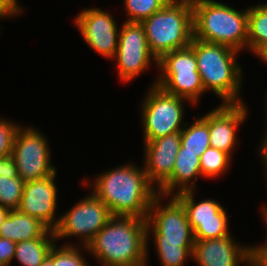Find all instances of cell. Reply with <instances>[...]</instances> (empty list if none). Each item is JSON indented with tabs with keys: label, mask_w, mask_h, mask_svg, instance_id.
<instances>
[{
	"label": "cell",
	"mask_w": 267,
	"mask_h": 266,
	"mask_svg": "<svg viewBox=\"0 0 267 266\" xmlns=\"http://www.w3.org/2000/svg\"><path fill=\"white\" fill-rule=\"evenodd\" d=\"M148 240L146 219L113 216L83 248L102 266H146Z\"/></svg>",
	"instance_id": "obj_2"
},
{
	"label": "cell",
	"mask_w": 267,
	"mask_h": 266,
	"mask_svg": "<svg viewBox=\"0 0 267 266\" xmlns=\"http://www.w3.org/2000/svg\"><path fill=\"white\" fill-rule=\"evenodd\" d=\"M201 82L206 91H213L223 103H243L240 98L242 69L238 65L239 51L229 46L193 38Z\"/></svg>",
	"instance_id": "obj_4"
},
{
	"label": "cell",
	"mask_w": 267,
	"mask_h": 266,
	"mask_svg": "<svg viewBox=\"0 0 267 266\" xmlns=\"http://www.w3.org/2000/svg\"><path fill=\"white\" fill-rule=\"evenodd\" d=\"M195 191L190 190L174 195L186 210L188 221L194 232V239L206 240L230 235L227 211L213 199H205L196 203Z\"/></svg>",
	"instance_id": "obj_11"
},
{
	"label": "cell",
	"mask_w": 267,
	"mask_h": 266,
	"mask_svg": "<svg viewBox=\"0 0 267 266\" xmlns=\"http://www.w3.org/2000/svg\"><path fill=\"white\" fill-rule=\"evenodd\" d=\"M74 244H65L58 248L56 244L50 249L48 257L54 266H88L86 259L81 255L79 247ZM90 266V265H89Z\"/></svg>",
	"instance_id": "obj_27"
},
{
	"label": "cell",
	"mask_w": 267,
	"mask_h": 266,
	"mask_svg": "<svg viewBox=\"0 0 267 266\" xmlns=\"http://www.w3.org/2000/svg\"><path fill=\"white\" fill-rule=\"evenodd\" d=\"M79 201L69 211L58 217L59 222L53 231L56 240L80 236L81 245L87 247L113 215L93 193Z\"/></svg>",
	"instance_id": "obj_9"
},
{
	"label": "cell",
	"mask_w": 267,
	"mask_h": 266,
	"mask_svg": "<svg viewBox=\"0 0 267 266\" xmlns=\"http://www.w3.org/2000/svg\"><path fill=\"white\" fill-rule=\"evenodd\" d=\"M48 228L38 219L18 210H10L0 226V237L14 242L41 237Z\"/></svg>",
	"instance_id": "obj_19"
},
{
	"label": "cell",
	"mask_w": 267,
	"mask_h": 266,
	"mask_svg": "<svg viewBox=\"0 0 267 266\" xmlns=\"http://www.w3.org/2000/svg\"><path fill=\"white\" fill-rule=\"evenodd\" d=\"M157 67L161 73L198 72L196 55L190 46L163 55L158 60Z\"/></svg>",
	"instance_id": "obj_22"
},
{
	"label": "cell",
	"mask_w": 267,
	"mask_h": 266,
	"mask_svg": "<svg viewBox=\"0 0 267 266\" xmlns=\"http://www.w3.org/2000/svg\"><path fill=\"white\" fill-rule=\"evenodd\" d=\"M16 242L0 237V266H10L14 259Z\"/></svg>",
	"instance_id": "obj_29"
},
{
	"label": "cell",
	"mask_w": 267,
	"mask_h": 266,
	"mask_svg": "<svg viewBox=\"0 0 267 266\" xmlns=\"http://www.w3.org/2000/svg\"><path fill=\"white\" fill-rule=\"evenodd\" d=\"M18 127L14 122L0 119V158L12 153V145Z\"/></svg>",
	"instance_id": "obj_28"
},
{
	"label": "cell",
	"mask_w": 267,
	"mask_h": 266,
	"mask_svg": "<svg viewBox=\"0 0 267 266\" xmlns=\"http://www.w3.org/2000/svg\"><path fill=\"white\" fill-rule=\"evenodd\" d=\"M75 24L83 39L93 50L106 58H114L119 42L118 25L113 16L100 8L82 10Z\"/></svg>",
	"instance_id": "obj_12"
},
{
	"label": "cell",
	"mask_w": 267,
	"mask_h": 266,
	"mask_svg": "<svg viewBox=\"0 0 267 266\" xmlns=\"http://www.w3.org/2000/svg\"><path fill=\"white\" fill-rule=\"evenodd\" d=\"M255 54L261 58L264 62L267 63V44L262 45L256 52Z\"/></svg>",
	"instance_id": "obj_35"
},
{
	"label": "cell",
	"mask_w": 267,
	"mask_h": 266,
	"mask_svg": "<svg viewBox=\"0 0 267 266\" xmlns=\"http://www.w3.org/2000/svg\"><path fill=\"white\" fill-rule=\"evenodd\" d=\"M17 0H0V18L14 17L23 9L20 8Z\"/></svg>",
	"instance_id": "obj_30"
},
{
	"label": "cell",
	"mask_w": 267,
	"mask_h": 266,
	"mask_svg": "<svg viewBox=\"0 0 267 266\" xmlns=\"http://www.w3.org/2000/svg\"><path fill=\"white\" fill-rule=\"evenodd\" d=\"M117 59L119 79L130 82L139 74L146 71L151 65V60H158L150 51L144 28L141 23H123L119 31V42L114 59Z\"/></svg>",
	"instance_id": "obj_10"
},
{
	"label": "cell",
	"mask_w": 267,
	"mask_h": 266,
	"mask_svg": "<svg viewBox=\"0 0 267 266\" xmlns=\"http://www.w3.org/2000/svg\"><path fill=\"white\" fill-rule=\"evenodd\" d=\"M100 174L94 178L92 193L113 216L147 218L158 190L149 182L144 166L139 168L129 163Z\"/></svg>",
	"instance_id": "obj_1"
},
{
	"label": "cell",
	"mask_w": 267,
	"mask_h": 266,
	"mask_svg": "<svg viewBox=\"0 0 267 266\" xmlns=\"http://www.w3.org/2000/svg\"><path fill=\"white\" fill-rule=\"evenodd\" d=\"M56 173L49 177L25 182L18 211L38 219L48 229L54 230L59 222L55 218L57 207Z\"/></svg>",
	"instance_id": "obj_13"
},
{
	"label": "cell",
	"mask_w": 267,
	"mask_h": 266,
	"mask_svg": "<svg viewBox=\"0 0 267 266\" xmlns=\"http://www.w3.org/2000/svg\"><path fill=\"white\" fill-rule=\"evenodd\" d=\"M201 175L200 157L196 153L183 152V147L181 146L176 156L171 178L158 190V194L163 195L165 198H170V196L181 192L195 190V182L198 180V176ZM192 179L196 181H191ZM174 192L176 193L174 194Z\"/></svg>",
	"instance_id": "obj_17"
},
{
	"label": "cell",
	"mask_w": 267,
	"mask_h": 266,
	"mask_svg": "<svg viewBox=\"0 0 267 266\" xmlns=\"http://www.w3.org/2000/svg\"><path fill=\"white\" fill-rule=\"evenodd\" d=\"M24 184L25 182L19 176L10 178V176L0 175V206L17 210L23 195Z\"/></svg>",
	"instance_id": "obj_25"
},
{
	"label": "cell",
	"mask_w": 267,
	"mask_h": 266,
	"mask_svg": "<svg viewBox=\"0 0 267 266\" xmlns=\"http://www.w3.org/2000/svg\"><path fill=\"white\" fill-rule=\"evenodd\" d=\"M145 143L144 169L149 182L159 190L170 178L181 147V132Z\"/></svg>",
	"instance_id": "obj_14"
},
{
	"label": "cell",
	"mask_w": 267,
	"mask_h": 266,
	"mask_svg": "<svg viewBox=\"0 0 267 266\" xmlns=\"http://www.w3.org/2000/svg\"><path fill=\"white\" fill-rule=\"evenodd\" d=\"M245 266H267V259L258 257L253 253L245 261Z\"/></svg>",
	"instance_id": "obj_33"
},
{
	"label": "cell",
	"mask_w": 267,
	"mask_h": 266,
	"mask_svg": "<svg viewBox=\"0 0 267 266\" xmlns=\"http://www.w3.org/2000/svg\"><path fill=\"white\" fill-rule=\"evenodd\" d=\"M39 266H54L53 261L47 256Z\"/></svg>",
	"instance_id": "obj_38"
},
{
	"label": "cell",
	"mask_w": 267,
	"mask_h": 266,
	"mask_svg": "<svg viewBox=\"0 0 267 266\" xmlns=\"http://www.w3.org/2000/svg\"><path fill=\"white\" fill-rule=\"evenodd\" d=\"M263 212V218L265 219V223L267 224V205H265L263 207V209H261ZM253 253L261 258H265L267 259V242H265V245H259V246H253Z\"/></svg>",
	"instance_id": "obj_32"
},
{
	"label": "cell",
	"mask_w": 267,
	"mask_h": 266,
	"mask_svg": "<svg viewBox=\"0 0 267 266\" xmlns=\"http://www.w3.org/2000/svg\"><path fill=\"white\" fill-rule=\"evenodd\" d=\"M0 175L18 177V170L12 154L0 158Z\"/></svg>",
	"instance_id": "obj_31"
},
{
	"label": "cell",
	"mask_w": 267,
	"mask_h": 266,
	"mask_svg": "<svg viewBox=\"0 0 267 266\" xmlns=\"http://www.w3.org/2000/svg\"><path fill=\"white\" fill-rule=\"evenodd\" d=\"M188 123L181 131V146L183 152L196 153L197 156H201L206 149L210 147V134L208 126V114H205L199 119H195L191 126L187 127Z\"/></svg>",
	"instance_id": "obj_21"
},
{
	"label": "cell",
	"mask_w": 267,
	"mask_h": 266,
	"mask_svg": "<svg viewBox=\"0 0 267 266\" xmlns=\"http://www.w3.org/2000/svg\"><path fill=\"white\" fill-rule=\"evenodd\" d=\"M10 213V209L0 206V226Z\"/></svg>",
	"instance_id": "obj_36"
},
{
	"label": "cell",
	"mask_w": 267,
	"mask_h": 266,
	"mask_svg": "<svg viewBox=\"0 0 267 266\" xmlns=\"http://www.w3.org/2000/svg\"><path fill=\"white\" fill-rule=\"evenodd\" d=\"M243 103H222L208 112L210 147L228 153L230 156L237 144L236 131L247 117Z\"/></svg>",
	"instance_id": "obj_15"
},
{
	"label": "cell",
	"mask_w": 267,
	"mask_h": 266,
	"mask_svg": "<svg viewBox=\"0 0 267 266\" xmlns=\"http://www.w3.org/2000/svg\"><path fill=\"white\" fill-rule=\"evenodd\" d=\"M231 235L195 240L192 258L198 266H239L253 254V246L237 245Z\"/></svg>",
	"instance_id": "obj_16"
},
{
	"label": "cell",
	"mask_w": 267,
	"mask_h": 266,
	"mask_svg": "<svg viewBox=\"0 0 267 266\" xmlns=\"http://www.w3.org/2000/svg\"><path fill=\"white\" fill-rule=\"evenodd\" d=\"M141 24L150 51L159 60L171 51L190 46L193 39L192 5L168 2Z\"/></svg>",
	"instance_id": "obj_6"
},
{
	"label": "cell",
	"mask_w": 267,
	"mask_h": 266,
	"mask_svg": "<svg viewBox=\"0 0 267 266\" xmlns=\"http://www.w3.org/2000/svg\"><path fill=\"white\" fill-rule=\"evenodd\" d=\"M56 242L54 231L48 229L41 237L16 242L14 258L22 266H39Z\"/></svg>",
	"instance_id": "obj_20"
},
{
	"label": "cell",
	"mask_w": 267,
	"mask_h": 266,
	"mask_svg": "<svg viewBox=\"0 0 267 266\" xmlns=\"http://www.w3.org/2000/svg\"><path fill=\"white\" fill-rule=\"evenodd\" d=\"M170 197L164 206L160 203L163 195L158 194L153 200L146 218L147 236L153 234L162 266H183L186 258L192 257L194 232L182 203L175 196Z\"/></svg>",
	"instance_id": "obj_3"
},
{
	"label": "cell",
	"mask_w": 267,
	"mask_h": 266,
	"mask_svg": "<svg viewBox=\"0 0 267 266\" xmlns=\"http://www.w3.org/2000/svg\"><path fill=\"white\" fill-rule=\"evenodd\" d=\"M167 0H124L127 22L141 23L152 14L162 9Z\"/></svg>",
	"instance_id": "obj_26"
},
{
	"label": "cell",
	"mask_w": 267,
	"mask_h": 266,
	"mask_svg": "<svg viewBox=\"0 0 267 266\" xmlns=\"http://www.w3.org/2000/svg\"><path fill=\"white\" fill-rule=\"evenodd\" d=\"M267 44V3L248 8V41L252 53Z\"/></svg>",
	"instance_id": "obj_23"
},
{
	"label": "cell",
	"mask_w": 267,
	"mask_h": 266,
	"mask_svg": "<svg viewBox=\"0 0 267 266\" xmlns=\"http://www.w3.org/2000/svg\"><path fill=\"white\" fill-rule=\"evenodd\" d=\"M168 2H173V3H188L191 5L196 4L199 0H167Z\"/></svg>",
	"instance_id": "obj_37"
},
{
	"label": "cell",
	"mask_w": 267,
	"mask_h": 266,
	"mask_svg": "<svg viewBox=\"0 0 267 266\" xmlns=\"http://www.w3.org/2000/svg\"><path fill=\"white\" fill-rule=\"evenodd\" d=\"M185 101L184 98L166 93L157 85H152L143 100L141 110L144 142L181 132L186 125L182 123Z\"/></svg>",
	"instance_id": "obj_7"
},
{
	"label": "cell",
	"mask_w": 267,
	"mask_h": 266,
	"mask_svg": "<svg viewBox=\"0 0 267 266\" xmlns=\"http://www.w3.org/2000/svg\"><path fill=\"white\" fill-rule=\"evenodd\" d=\"M232 157L221 150L214 147H209L200 156V169L203 177L217 178L224 174L230 165Z\"/></svg>",
	"instance_id": "obj_24"
},
{
	"label": "cell",
	"mask_w": 267,
	"mask_h": 266,
	"mask_svg": "<svg viewBox=\"0 0 267 266\" xmlns=\"http://www.w3.org/2000/svg\"><path fill=\"white\" fill-rule=\"evenodd\" d=\"M267 130V128H266ZM264 141H262L261 145H260V150L259 151V155H261V159L262 161H264V166L267 167V131L265 132V137L263 138Z\"/></svg>",
	"instance_id": "obj_34"
},
{
	"label": "cell",
	"mask_w": 267,
	"mask_h": 266,
	"mask_svg": "<svg viewBox=\"0 0 267 266\" xmlns=\"http://www.w3.org/2000/svg\"><path fill=\"white\" fill-rule=\"evenodd\" d=\"M153 85L162 88L166 93L184 98L193 105L205 93L199 72L161 73Z\"/></svg>",
	"instance_id": "obj_18"
},
{
	"label": "cell",
	"mask_w": 267,
	"mask_h": 266,
	"mask_svg": "<svg viewBox=\"0 0 267 266\" xmlns=\"http://www.w3.org/2000/svg\"><path fill=\"white\" fill-rule=\"evenodd\" d=\"M193 8V38L242 51L248 41V9L236 10L213 0H199Z\"/></svg>",
	"instance_id": "obj_5"
},
{
	"label": "cell",
	"mask_w": 267,
	"mask_h": 266,
	"mask_svg": "<svg viewBox=\"0 0 267 266\" xmlns=\"http://www.w3.org/2000/svg\"><path fill=\"white\" fill-rule=\"evenodd\" d=\"M47 139L36 128L18 127L13 145L12 156L18 170V176L29 182L49 177L56 173V169L50 163V149Z\"/></svg>",
	"instance_id": "obj_8"
}]
</instances>
